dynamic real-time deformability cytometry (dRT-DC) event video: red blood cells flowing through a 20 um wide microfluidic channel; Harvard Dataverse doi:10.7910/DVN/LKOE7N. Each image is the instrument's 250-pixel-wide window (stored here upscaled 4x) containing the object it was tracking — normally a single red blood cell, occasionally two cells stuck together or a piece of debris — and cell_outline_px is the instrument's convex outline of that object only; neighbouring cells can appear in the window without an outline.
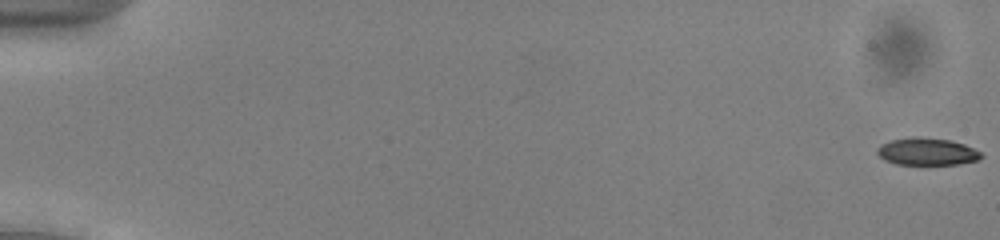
{"species": "common noctule bat (a hibernating species)", "species_latin": "Nyctalus noctula", "temperature_condition": "cold", "stored_images_in_passage": 54, "camera_frame_rate_fps": 3000, "um_per_image_px": 0.085, "animal": {"sex": "male", "body_mass_g": 13.0, "forearm_length_mm": 53.1}, "frame": {"image": 1, "passage_image": 1, "time_ms": 0.0, "image_size_px": [1000, 240], "cell_outline_px": [[984, 156], [976, 160], [960, 164], [896, 164], [884, 160], [876, 152], [876, 148], [880, 144], [892, 140], [912, 136], [916, 136], [952, 140], [964, 144], [980, 152]], "centroid_in_image_um": [78.77, 12.87], "position_along_channel_um": 6.2, "area_um2": 16.59}}
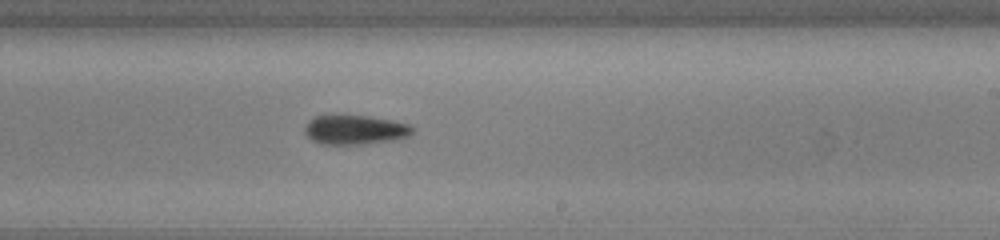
{"frame": {"image": 2, "passage_image": 34, "time_ms": 11.0, "image_size_px": [1000, 240], "cell_outline_px": [[416, 128], [408, 136], [400, 140], [368, 144], [320, 144], [312, 140], [304, 132], [304, 128], [308, 120], [312, 116], [328, 112], [368, 116], [392, 120], [412, 124]], "centroid_in_image_um": [30.16, 10.99], "position_along_channel_um": 258.8, "area_um2": 19.59}}
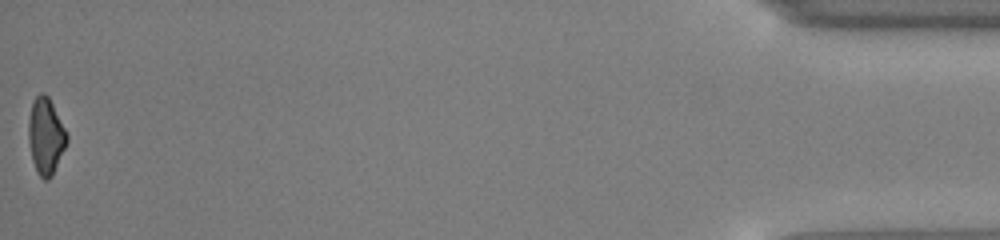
{"frame": {"image": 3, "passage_image": 54, "time_ms": 17.667, "image_size_px": [1000, 240], "cell_outline_px": [[68, 140], [52, 176], [48, 180], [44, 180], [36, 172], [32, 160], [28, 140], [28, 120], [32, 100], [40, 92], [44, 92], [48, 96], [68, 136]], "centroid_in_image_um": [3.86, 11.57], "position_along_channel_um": 431.3, "area_um2": 17.05}, "authors_computed_cell_mechanics": {"area_um2": 18.1781, "velocity_mm_per_s": 3.9512, "shape_relaxation_time_tau1_ms": 4.193, "shape_relaxation_time_tau2_ms": null, "deformation_change_tau1": 0.0948, "deformation_change_tau2": null}}